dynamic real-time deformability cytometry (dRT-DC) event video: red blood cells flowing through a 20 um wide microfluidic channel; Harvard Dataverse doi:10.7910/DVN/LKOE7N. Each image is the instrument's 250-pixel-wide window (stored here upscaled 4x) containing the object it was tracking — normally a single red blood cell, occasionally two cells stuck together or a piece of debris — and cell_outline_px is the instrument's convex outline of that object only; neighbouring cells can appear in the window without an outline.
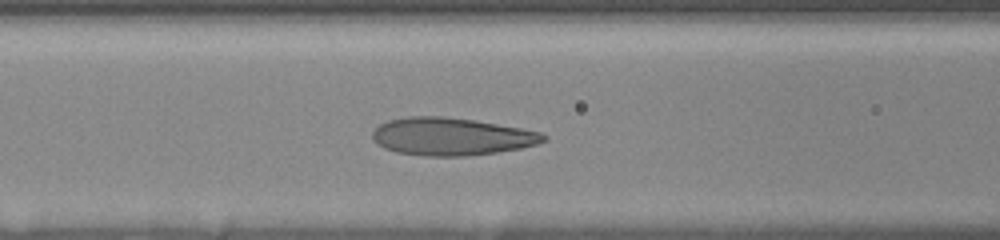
{"species": "human", "species_latin": "Homo sapiens", "temperature_condition": "room temperature", "stored_images_in_passage": 45, "camera_frame_rate_fps": 3000, "um_per_image_px": 0.085, "donor": {"sex": "female"}, "frame": {"image": 1, "passage_image": 15, "time_ms": 5.667, "image_size_px": [1000, 240], "cell_outline_px": [[548, 140], [536, 144], [520, 148], [496, 152], [468, 156], [424, 156], [396, 152], [384, 148], [376, 144], [372, 140], [372, 132], [380, 124], [388, 120], [408, 116], [444, 116], [476, 120], [520, 128], [540, 132], [548, 136]], "centroid_in_image_um": [38.34, 11.6], "position_along_channel_um": 128.3, "area_um2": 37.74}}
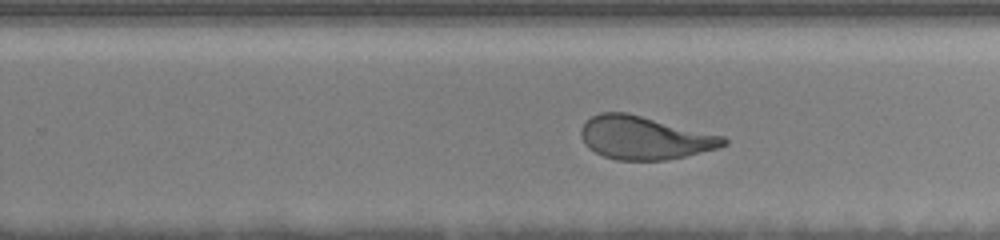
{"frame": {"image": 2, "passage_image": 28, "time_ms": 9.667, "image_size_px": [1000, 240], "cell_outline_px": [[728, 144], [716, 148], [684, 156], [664, 160], [616, 160], [604, 156], [588, 148], [584, 144], [580, 136], [580, 128], [592, 116], [600, 112], [628, 112], [724, 136], [728, 140]], "centroid_in_image_um": [54.76, 11.7], "position_along_channel_um": 275.0, "area_um2": 35.84}}
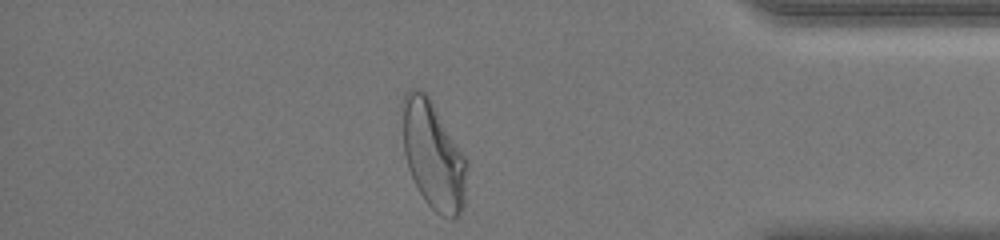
{"frame": {"image": 3, "passage_image": 45, "time_ms": 13.667, "image_size_px": [1000, 240], "cell_outline_px": [[468, 160], [464, 204], [460, 216], [456, 220], [452, 220], [440, 216], [424, 200], [408, 168], [404, 152], [400, 108], [400, 104], [404, 92], [412, 88], [420, 88], [428, 96]], "centroid_in_image_um": [36.81, 13.19], "position_along_channel_um": 398.4, "area_um2": 41.15}, "authors_computed_cell_mechanics": {"area_um2": 37.2232, "velocity_mm_per_s": 3.6729, "shape_relaxation_time_tau1_ms": 3.6698, "shape_relaxation_time_tau2_ms": 0.9569, "deformation_change_tau1": 0.1989, "deformation_change_tau2": 0.0923}}